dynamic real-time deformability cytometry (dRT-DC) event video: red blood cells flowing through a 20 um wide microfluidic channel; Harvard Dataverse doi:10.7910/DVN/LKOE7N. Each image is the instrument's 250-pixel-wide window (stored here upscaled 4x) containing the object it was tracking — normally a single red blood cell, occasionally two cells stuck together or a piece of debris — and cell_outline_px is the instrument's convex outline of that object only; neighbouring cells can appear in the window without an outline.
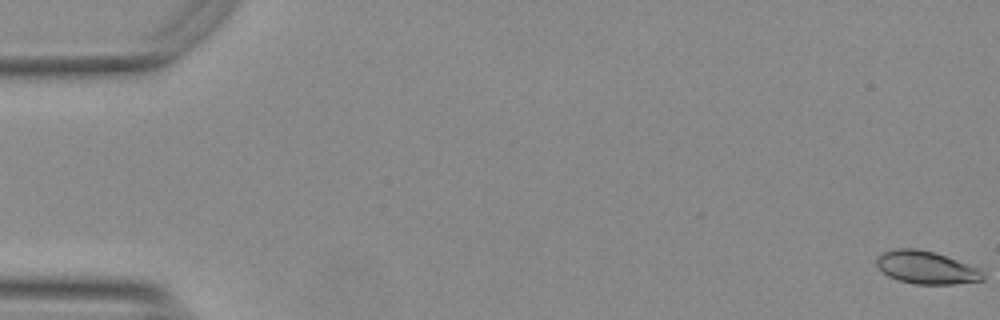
{"species": "Egyptian fruit bat (a non-hibernating species)", "species_latin": "Rousettus aegyptiacus", "temperature_condition": "warm", "stored_images_in_passage": 34, "camera_frame_rate_fps": 3000, "um_per_image_px": 0.085, "animal": {"sex": "female"}, "frame": {"image": 1, "passage_image": 1, "time_ms": 0.0, "image_size_px": [1000, 320], "cell_outline_px": [[984, 280], [952, 284], [916, 284], [900, 280], [888, 276], [876, 264], [876, 256], [880, 252], [896, 248], [916, 248], [932, 252], [980, 268], [984, 272]], "centroid_in_image_um": [78.72, 22.73], "position_along_channel_um": 6.3, "area_um2": 20.23}}
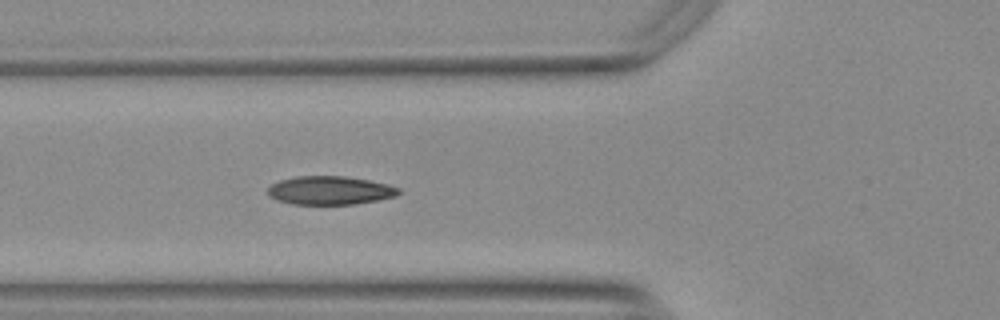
{"frame": {"image": 2, "passage_image": 21, "time_ms": 6.667, "image_size_px": [1000, 320], "cell_outline_px": [[400, 192], [396, 196], [380, 200], [356, 204], [292, 204], [276, 200], [268, 196], [268, 188], [272, 184], [280, 180], [296, 176], [344, 176], [368, 180], [400, 188]], "centroid_in_image_um": [28.03, 16.19], "position_along_channel_um": 97.8, "area_um2": 21.73}}
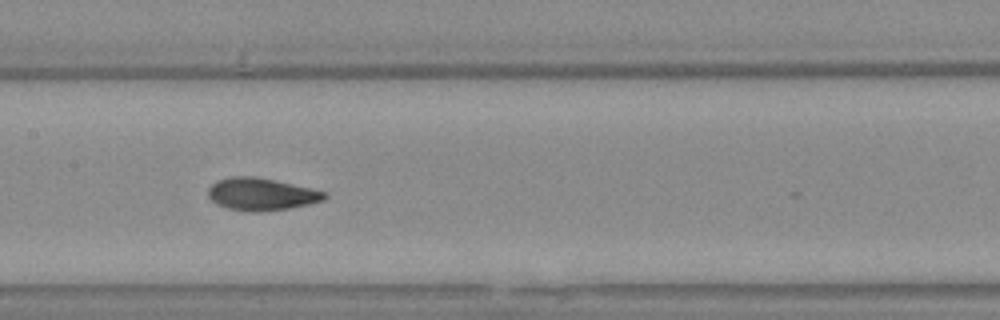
{"frame": {"image": 3, "passage_image": 28, "time_ms": 9.0, "image_size_px": [1000, 320], "cell_outline_px": [[328, 196], [324, 200], [308, 204], [288, 208], [256, 212], [252, 212], [228, 208], [216, 204], [208, 196], [208, 188], [216, 180], [232, 176], [252, 176], [312, 188], [328, 192]], "centroid_in_image_um": [22.21, 16.5], "position_along_channel_um": 185.2, "area_um2": 21.85}}